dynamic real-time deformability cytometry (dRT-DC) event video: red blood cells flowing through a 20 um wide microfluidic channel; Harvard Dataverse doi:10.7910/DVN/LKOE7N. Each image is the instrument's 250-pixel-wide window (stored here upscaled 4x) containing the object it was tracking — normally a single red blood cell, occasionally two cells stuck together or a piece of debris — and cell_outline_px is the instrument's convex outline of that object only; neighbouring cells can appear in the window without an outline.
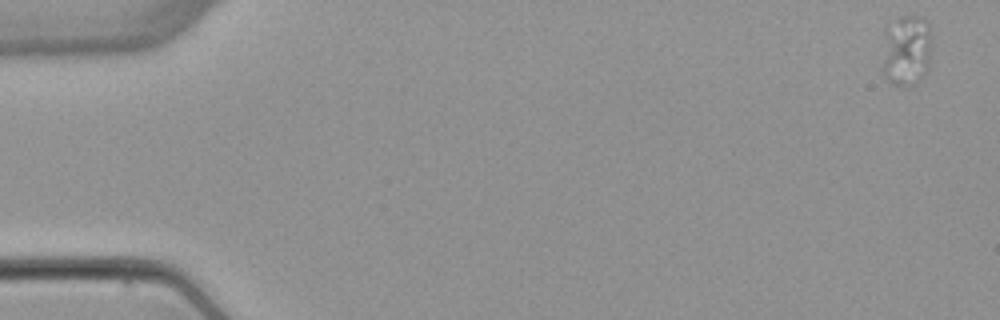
{"species": "common noctule bat (a hibernating species)", "species_latin": "Nyctalus noctula", "temperature_condition": "warm", "stored_images_in_passage": 6, "camera_frame_rate_fps": 3000, "um_per_image_px": 0.085, "animal": {"sex": "female", "body_mass_g": 22.7, "forearm_length_mm": 54.2}, "frame": {"image": 1, "passage_image": 1, "time_ms": 0.0, "image_size_px": [1000, 320], "cell_outline_px": [[928, 68], [908, 88], [904, 88], [892, 84], [880, 72], [880, 68], [884, 24], [896, 16], [920, 16], [928, 24]], "centroid_in_image_um": [76.89, 4.26], "position_along_channel_um": 8.1, "area_um2": 21.04}}
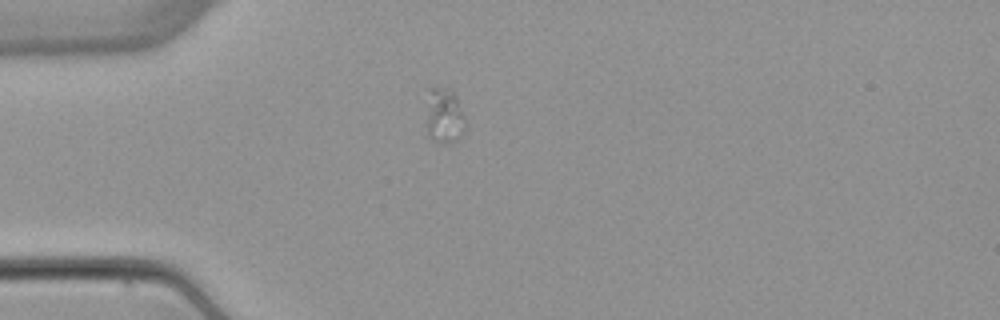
{"frame": {"image": 2, "passage_image": 5, "time_ms": 4.667, "image_size_px": [1000, 320], "cell_outline_px": [[468, 128], [460, 140], [448, 144], [440, 144], [432, 140], [428, 136], [424, 88], [452, 88], [464, 116]], "centroid_in_image_um": [37.75, 9.86], "position_along_channel_um": 47.3, "area_um2": 13.64}}